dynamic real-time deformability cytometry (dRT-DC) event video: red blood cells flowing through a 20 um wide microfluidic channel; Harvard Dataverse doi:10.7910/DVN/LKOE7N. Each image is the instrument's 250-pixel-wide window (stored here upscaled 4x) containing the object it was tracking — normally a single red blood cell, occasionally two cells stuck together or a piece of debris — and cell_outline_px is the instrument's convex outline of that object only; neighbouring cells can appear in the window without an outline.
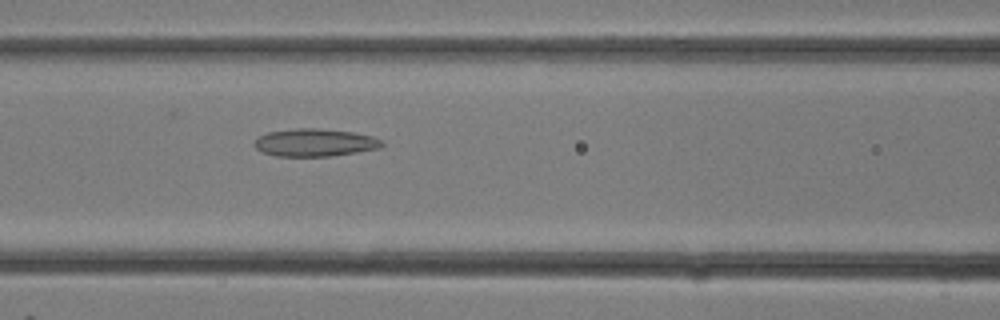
{"species": "common noctule bat (a hibernating species)", "species_latin": "Nyctalus noctula", "temperature_condition": "room temperature", "stored_images_in_passage": 6, "camera_frame_rate_fps": 3000, "um_per_image_px": 0.085, "animal": {"sex": "female"}, "frame": {"image": 1, "passage_image": 6, "time_ms": 1.667, "image_size_px": [1000, 320], "cell_outline_px": [[384, 144], [380, 148], [332, 156], [276, 156], [260, 152], [252, 144], [260, 136], [268, 132], [296, 128], [316, 128], [352, 132], [372, 136], [384, 140]], "centroid_in_image_um": [26.76, 12.12], "position_along_channel_um": 139.8, "area_um2": 20.63}}